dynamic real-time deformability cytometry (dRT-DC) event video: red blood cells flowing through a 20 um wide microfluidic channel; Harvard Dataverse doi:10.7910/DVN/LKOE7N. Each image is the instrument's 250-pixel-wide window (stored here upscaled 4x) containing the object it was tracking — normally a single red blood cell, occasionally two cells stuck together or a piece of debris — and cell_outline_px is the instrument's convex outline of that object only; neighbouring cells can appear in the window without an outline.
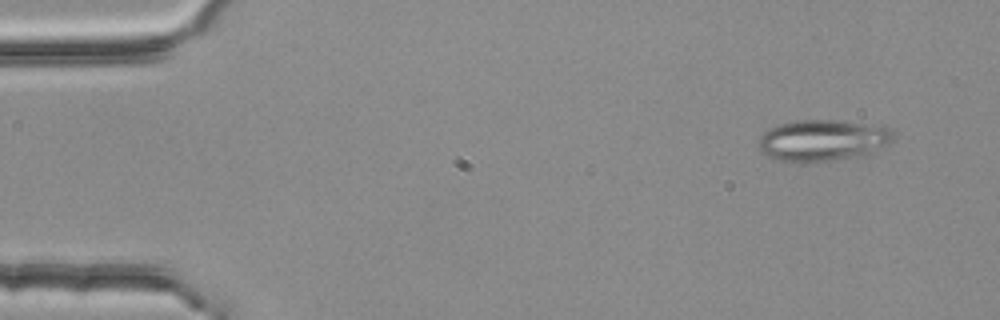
{"species": "common noctule bat (a hibernating species)", "species_latin": "Nyctalus noctula", "temperature_condition": "room temperature", "stored_images_in_passage": 3, "camera_frame_rate_fps": 3000, "um_per_image_px": 0.085, "animal": {"sex": "female", "body_mass_g": 25.1}, "frame": {"image": 1, "passage_image": 2, "time_ms": 0.333, "image_size_px": [1000, 320], "cell_outline_px": [[892, 140], [888, 144], [864, 156], [832, 160], [780, 160], [768, 156], [760, 152], [760, 136], [768, 128], [780, 124], [796, 120], [844, 120], [884, 124], [892, 132]], "centroid_in_image_um": [70.0, 11.88], "position_along_channel_um": 15.0, "area_um2": 32.43}}